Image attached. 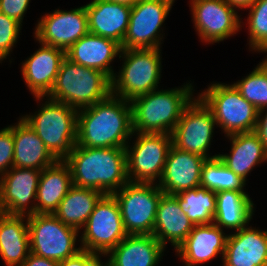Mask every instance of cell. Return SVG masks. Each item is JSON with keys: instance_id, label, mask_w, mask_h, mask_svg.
<instances>
[{"instance_id": "14", "label": "cell", "mask_w": 267, "mask_h": 266, "mask_svg": "<svg viewBox=\"0 0 267 266\" xmlns=\"http://www.w3.org/2000/svg\"><path fill=\"white\" fill-rule=\"evenodd\" d=\"M190 5L195 31L206 44L229 39L242 27V18L225 0H191Z\"/></svg>"}, {"instance_id": "34", "label": "cell", "mask_w": 267, "mask_h": 266, "mask_svg": "<svg viewBox=\"0 0 267 266\" xmlns=\"http://www.w3.org/2000/svg\"><path fill=\"white\" fill-rule=\"evenodd\" d=\"M249 9V48L251 51L267 54V0H257Z\"/></svg>"}, {"instance_id": "29", "label": "cell", "mask_w": 267, "mask_h": 266, "mask_svg": "<svg viewBox=\"0 0 267 266\" xmlns=\"http://www.w3.org/2000/svg\"><path fill=\"white\" fill-rule=\"evenodd\" d=\"M214 223L224 230H240L253 219L254 203L245 191H220L216 193Z\"/></svg>"}, {"instance_id": "43", "label": "cell", "mask_w": 267, "mask_h": 266, "mask_svg": "<svg viewBox=\"0 0 267 266\" xmlns=\"http://www.w3.org/2000/svg\"><path fill=\"white\" fill-rule=\"evenodd\" d=\"M109 1L125 4V5H128V6L132 7L133 5H135L140 0H109Z\"/></svg>"}, {"instance_id": "37", "label": "cell", "mask_w": 267, "mask_h": 266, "mask_svg": "<svg viewBox=\"0 0 267 266\" xmlns=\"http://www.w3.org/2000/svg\"><path fill=\"white\" fill-rule=\"evenodd\" d=\"M29 1L31 0H0V12L22 24Z\"/></svg>"}, {"instance_id": "32", "label": "cell", "mask_w": 267, "mask_h": 266, "mask_svg": "<svg viewBox=\"0 0 267 266\" xmlns=\"http://www.w3.org/2000/svg\"><path fill=\"white\" fill-rule=\"evenodd\" d=\"M246 185V182L224 165L218 156L205 160L201 172V187L217 193L244 191Z\"/></svg>"}, {"instance_id": "27", "label": "cell", "mask_w": 267, "mask_h": 266, "mask_svg": "<svg viewBox=\"0 0 267 266\" xmlns=\"http://www.w3.org/2000/svg\"><path fill=\"white\" fill-rule=\"evenodd\" d=\"M29 254L27 216L0 212V256L5 266H21Z\"/></svg>"}, {"instance_id": "16", "label": "cell", "mask_w": 267, "mask_h": 266, "mask_svg": "<svg viewBox=\"0 0 267 266\" xmlns=\"http://www.w3.org/2000/svg\"><path fill=\"white\" fill-rule=\"evenodd\" d=\"M41 170L12 167L0 177V212L9 215L36 213V195Z\"/></svg>"}, {"instance_id": "12", "label": "cell", "mask_w": 267, "mask_h": 266, "mask_svg": "<svg viewBox=\"0 0 267 266\" xmlns=\"http://www.w3.org/2000/svg\"><path fill=\"white\" fill-rule=\"evenodd\" d=\"M216 121L210 108L196 96L185 107L171 133L172 145L180 150L195 153L206 159L217 157L208 153Z\"/></svg>"}, {"instance_id": "23", "label": "cell", "mask_w": 267, "mask_h": 266, "mask_svg": "<svg viewBox=\"0 0 267 266\" xmlns=\"http://www.w3.org/2000/svg\"><path fill=\"white\" fill-rule=\"evenodd\" d=\"M181 210L174 195L163 193L156 212L153 236L166 248L168 242L176 250L194 228Z\"/></svg>"}, {"instance_id": "6", "label": "cell", "mask_w": 267, "mask_h": 266, "mask_svg": "<svg viewBox=\"0 0 267 266\" xmlns=\"http://www.w3.org/2000/svg\"><path fill=\"white\" fill-rule=\"evenodd\" d=\"M160 51L161 48L122 49L119 59L123 64L111 79V94L131 102L158 89L162 73Z\"/></svg>"}, {"instance_id": "18", "label": "cell", "mask_w": 267, "mask_h": 266, "mask_svg": "<svg viewBox=\"0 0 267 266\" xmlns=\"http://www.w3.org/2000/svg\"><path fill=\"white\" fill-rule=\"evenodd\" d=\"M41 46L21 64L23 80L34 97L47 96L52 90L66 51L39 43Z\"/></svg>"}, {"instance_id": "28", "label": "cell", "mask_w": 267, "mask_h": 266, "mask_svg": "<svg viewBox=\"0 0 267 266\" xmlns=\"http://www.w3.org/2000/svg\"><path fill=\"white\" fill-rule=\"evenodd\" d=\"M72 186L71 172L64 160L44 168L38 181L36 214H53Z\"/></svg>"}, {"instance_id": "9", "label": "cell", "mask_w": 267, "mask_h": 266, "mask_svg": "<svg viewBox=\"0 0 267 266\" xmlns=\"http://www.w3.org/2000/svg\"><path fill=\"white\" fill-rule=\"evenodd\" d=\"M164 192L158 183L128 182L113 193L128 235L153 234L157 206Z\"/></svg>"}, {"instance_id": "35", "label": "cell", "mask_w": 267, "mask_h": 266, "mask_svg": "<svg viewBox=\"0 0 267 266\" xmlns=\"http://www.w3.org/2000/svg\"><path fill=\"white\" fill-rule=\"evenodd\" d=\"M22 24L0 12V63L10 56L21 33Z\"/></svg>"}, {"instance_id": "22", "label": "cell", "mask_w": 267, "mask_h": 266, "mask_svg": "<svg viewBox=\"0 0 267 266\" xmlns=\"http://www.w3.org/2000/svg\"><path fill=\"white\" fill-rule=\"evenodd\" d=\"M121 50L116 41L88 33L66 51V57L84 67L100 70L112 79L115 71L111 63Z\"/></svg>"}, {"instance_id": "41", "label": "cell", "mask_w": 267, "mask_h": 266, "mask_svg": "<svg viewBox=\"0 0 267 266\" xmlns=\"http://www.w3.org/2000/svg\"><path fill=\"white\" fill-rule=\"evenodd\" d=\"M257 0H225V2L236 12L239 9H249Z\"/></svg>"}, {"instance_id": "40", "label": "cell", "mask_w": 267, "mask_h": 266, "mask_svg": "<svg viewBox=\"0 0 267 266\" xmlns=\"http://www.w3.org/2000/svg\"><path fill=\"white\" fill-rule=\"evenodd\" d=\"M21 266H59V263L30 253Z\"/></svg>"}, {"instance_id": "42", "label": "cell", "mask_w": 267, "mask_h": 266, "mask_svg": "<svg viewBox=\"0 0 267 266\" xmlns=\"http://www.w3.org/2000/svg\"><path fill=\"white\" fill-rule=\"evenodd\" d=\"M59 266H83V250L79 251L73 257L59 262Z\"/></svg>"}, {"instance_id": "4", "label": "cell", "mask_w": 267, "mask_h": 266, "mask_svg": "<svg viewBox=\"0 0 267 266\" xmlns=\"http://www.w3.org/2000/svg\"><path fill=\"white\" fill-rule=\"evenodd\" d=\"M45 101L38 111L21 118L36 132L49 151L64 160L71 154L77 141L78 110L46 96L34 97Z\"/></svg>"}, {"instance_id": "11", "label": "cell", "mask_w": 267, "mask_h": 266, "mask_svg": "<svg viewBox=\"0 0 267 266\" xmlns=\"http://www.w3.org/2000/svg\"><path fill=\"white\" fill-rule=\"evenodd\" d=\"M82 229L81 249L96 253H109L128 235L113 194L99 199Z\"/></svg>"}, {"instance_id": "7", "label": "cell", "mask_w": 267, "mask_h": 266, "mask_svg": "<svg viewBox=\"0 0 267 266\" xmlns=\"http://www.w3.org/2000/svg\"><path fill=\"white\" fill-rule=\"evenodd\" d=\"M198 96L210 108L216 126L224 135L255 130L258 110L248 102L233 84L211 83Z\"/></svg>"}, {"instance_id": "26", "label": "cell", "mask_w": 267, "mask_h": 266, "mask_svg": "<svg viewBox=\"0 0 267 266\" xmlns=\"http://www.w3.org/2000/svg\"><path fill=\"white\" fill-rule=\"evenodd\" d=\"M13 124V167L43 170L58 159L49 151L36 132L22 119Z\"/></svg>"}, {"instance_id": "39", "label": "cell", "mask_w": 267, "mask_h": 266, "mask_svg": "<svg viewBox=\"0 0 267 266\" xmlns=\"http://www.w3.org/2000/svg\"><path fill=\"white\" fill-rule=\"evenodd\" d=\"M102 256L107 257L108 253H96L83 250V266H110L109 256L105 263L100 259Z\"/></svg>"}, {"instance_id": "8", "label": "cell", "mask_w": 267, "mask_h": 266, "mask_svg": "<svg viewBox=\"0 0 267 266\" xmlns=\"http://www.w3.org/2000/svg\"><path fill=\"white\" fill-rule=\"evenodd\" d=\"M27 222L30 253L59 263L82 250L76 247L79 231L63 224L54 214H31Z\"/></svg>"}, {"instance_id": "38", "label": "cell", "mask_w": 267, "mask_h": 266, "mask_svg": "<svg viewBox=\"0 0 267 266\" xmlns=\"http://www.w3.org/2000/svg\"><path fill=\"white\" fill-rule=\"evenodd\" d=\"M254 132L258 135L267 151V107L258 110L257 122Z\"/></svg>"}, {"instance_id": "1", "label": "cell", "mask_w": 267, "mask_h": 266, "mask_svg": "<svg viewBox=\"0 0 267 266\" xmlns=\"http://www.w3.org/2000/svg\"><path fill=\"white\" fill-rule=\"evenodd\" d=\"M131 102L110 94L92 106L78 110L77 146L125 148L133 137Z\"/></svg>"}, {"instance_id": "33", "label": "cell", "mask_w": 267, "mask_h": 266, "mask_svg": "<svg viewBox=\"0 0 267 266\" xmlns=\"http://www.w3.org/2000/svg\"><path fill=\"white\" fill-rule=\"evenodd\" d=\"M233 85L257 110L267 107V55L252 72Z\"/></svg>"}, {"instance_id": "5", "label": "cell", "mask_w": 267, "mask_h": 266, "mask_svg": "<svg viewBox=\"0 0 267 266\" xmlns=\"http://www.w3.org/2000/svg\"><path fill=\"white\" fill-rule=\"evenodd\" d=\"M110 94L111 79L105 73L65 57L54 86L46 97L80 110L106 99Z\"/></svg>"}, {"instance_id": "17", "label": "cell", "mask_w": 267, "mask_h": 266, "mask_svg": "<svg viewBox=\"0 0 267 266\" xmlns=\"http://www.w3.org/2000/svg\"><path fill=\"white\" fill-rule=\"evenodd\" d=\"M206 158L180 150L171 145L160 181L159 188L166 194L200 187L202 167Z\"/></svg>"}, {"instance_id": "25", "label": "cell", "mask_w": 267, "mask_h": 266, "mask_svg": "<svg viewBox=\"0 0 267 266\" xmlns=\"http://www.w3.org/2000/svg\"><path fill=\"white\" fill-rule=\"evenodd\" d=\"M225 137L232 144L230 153H219L218 157L224 165L246 182L249 173L257 165L267 161V151L254 131L235 133Z\"/></svg>"}, {"instance_id": "15", "label": "cell", "mask_w": 267, "mask_h": 266, "mask_svg": "<svg viewBox=\"0 0 267 266\" xmlns=\"http://www.w3.org/2000/svg\"><path fill=\"white\" fill-rule=\"evenodd\" d=\"M35 25V40L65 51L89 33L85 5L70 11L58 8L43 15Z\"/></svg>"}, {"instance_id": "36", "label": "cell", "mask_w": 267, "mask_h": 266, "mask_svg": "<svg viewBox=\"0 0 267 266\" xmlns=\"http://www.w3.org/2000/svg\"><path fill=\"white\" fill-rule=\"evenodd\" d=\"M14 138L13 125L0 130V177L13 167Z\"/></svg>"}, {"instance_id": "19", "label": "cell", "mask_w": 267, "mask_h": 266, "mask_svg": "<svg viewBox=\"0 0 267 266\" xmlns=\"http://www.w3.org/2000/svg\"><path fill=\"white\" fill-rule=\"evenodd\" d=\"M214 222L195 225L187 238L175 250L185 266H199L208 263L219 254L225 253L229 234Z\"/></svg>"}, {"instance_id": "21", "label": "cell", "mask_w": 267, "mask_h": 266, "mask_svg": "<svg viewBox=\"0 0 267 266\" xmlns=\"http://www.w3.org/2000/svg\"><path fill=\"white\" fill-rule=\"evenodd\" d=\"M89 33L122 45L129 25L131 6L109 1L92 0L85 5Z\"/></svg>"}, {"instance_id": "24", "label": "cell", "mask_w": 267, "mask_h": 266, "mask_svg": "<svg viewBox=\"0 0 267 266\" xmlns=\"http://www.w3.org/2000/svg\"><path fill=\"white\" fill-rule=\"evenodd\" d=\"M165 247L152 235H127L109 253L110 266H158Z\"/></svg>"}, {"instance_id": "10", "label": "cell", "mask_w": 267, "mask_h": 266, "mask_svg": "<svg viewBox=\"0 0 267 266\" xmlns=\"http://www.w3.org/2000/svg\"><path fill=\"white\" fill-rule=\"evenodd\" d=\"M134 135L136 140L125 147L129 182L158 183L172 145L171 134L134 132Z\"/></svg>"}, {"instance_id": "31", "label": "cell", "mask_w": 267, "mask_h": 266, "mask_svg": "<svg viewBox=\"0 0 267 266\" xmlns=\"http://www.w3.org/2000/svg\"><path fill=\"white\" fill-rule=\"evenodd\" d=\"M184 214L194 225L213 223L216 212V192L197 187L174 195Z\"/></svg>"}, {"instance_id": "30", "label": "cell", "mask_w": 267, "mask_h": 266, "mask_svg": "<svg viewBox=\"0 0 267 266\" xmlns=\"http://www.w3.org/2000/svg\"><path fill=\"white\" fill-rule=\"evenodd\" d=\"M103 195L97 190L73 185L53 214L63 224L80 232Z\"/></svg>"}, {"instance_id": "20", "label": "cell", "mask_w": 267, "mask_h": 266, "mask_svg": "<svg viewBox=\"0 0 267 266\" xmlns=\"http://www.w3.org/2000/svg\"><path fill=\"white\" fill-rule=\"evenodd\" d=\"M232 233L227 238L223 266H267V230L248 224Z\"/></svg>"}, {"instance_id": "3", "label": "cell", "mask_w": 267, "mask_h": 266, "mask_svg": "<svg viewBox=\"0 0 267 266\" xmlns=\"http://www.w3.org/2000/svg\"><path fill=\"white\" fill-rule=\"evenodd\" d=\"M192 83L156 89L131 101L133 132L171 134L183 110L195 97Z\"/></svg>"}, {"instance_id": "13", "label": "cell", "mask_w": 267, "mask_h": 266, "mask_svg": "<svg viewBox=\"0 0 267 266\" xmlns=\"http://www.w3.org/2000/svg\"><path fill=\"white\" fill-rule=\"evenodd\" d=\"M174 2L175 0H140L133 5L121 48H161L164 38L161 27Z\"/></svg>"}, {"instance_id": "2", "label": "cell", "mask_w": 267, "mask_h": 266, "mask_svg": "<svg viewBox=\"0 0 267 266\" xmlns=\"http://www.w3.org/2000/svg\"><path fill=\"white\" fill-rule=\"evenodd\" d=\"M74 186L113 194L129 182L126 149L121 147L89 148L74 146L64 159Z\"/></svg>"}]
</instances>
